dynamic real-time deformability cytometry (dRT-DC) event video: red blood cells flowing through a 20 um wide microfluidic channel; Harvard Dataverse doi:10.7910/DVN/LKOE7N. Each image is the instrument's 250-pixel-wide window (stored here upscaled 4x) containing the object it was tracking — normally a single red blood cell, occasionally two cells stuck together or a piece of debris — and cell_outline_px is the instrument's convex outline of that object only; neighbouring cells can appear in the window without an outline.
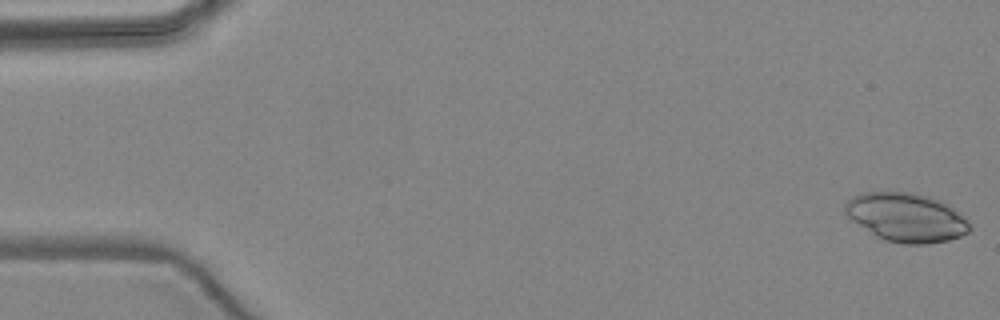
{"species": "common noctule bat (a hibernating species)", "species_latin": "Nyctalus noctula", "temperature_condition": "warm", "stored_images_in_passage": 4, "camera_frame_rate_fps": 3000, "um_per_image_px": 0.085, "animal": {"sex": "female", "body_mass_g": 24.6, "forearm_length_mm": 56.2}, "frame": {"image": 1, "passage_image": 1, "time_ms": 0.0, "image_size_px": [1000, 320], "cell_outline_px": [[972, 228], [968, 232], [960, 236], [948, 240], [928, 244], [904, 244], [884, 240], [876, 236], [852, 220], [844, 212], [844, 204], [852, 196], [860, 192], [888, 188], [912, 192], [928, 196], [940, 200], [948, 204], [968, 220]], "centroid_in_image_um": [77.0, 18.42], "position_along_channel_um": 8.0, "area_um2": 36.3}}